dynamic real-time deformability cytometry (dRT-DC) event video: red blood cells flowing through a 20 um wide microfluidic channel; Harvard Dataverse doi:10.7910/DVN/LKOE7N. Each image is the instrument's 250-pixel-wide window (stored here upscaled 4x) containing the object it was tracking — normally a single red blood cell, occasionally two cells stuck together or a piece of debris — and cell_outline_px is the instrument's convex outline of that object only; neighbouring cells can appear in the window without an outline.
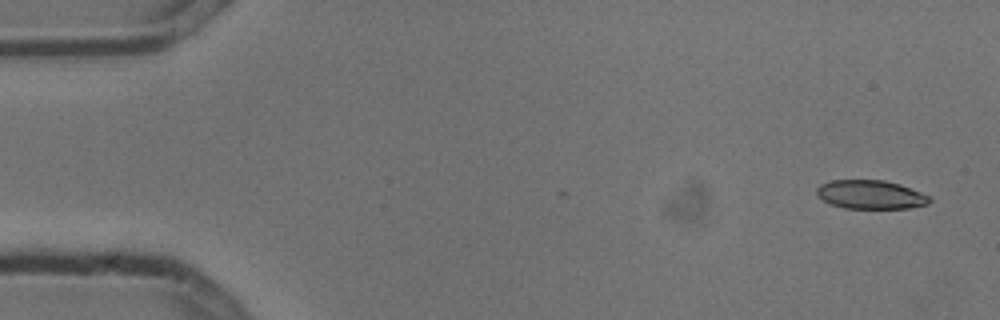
{"species": "common noctule bat (a hibernating species)", "species_latin": "Nyctalus noctula", "temperature_condition": "cold", "stored_images_in_passage": 6, "camera_frame_rate_fps": 3000, "um_per_image_px": 0.085, "animal": {"sex": "male", "body_mass_g": 13.3}, "frame": {"image": 1, "passage_image": 1, "time_ms": 0.0, "image_size_px": [1000, 320], "cell_outline_px": [[932, 200], [928, 204], [908, 208], [844, 208], [832, 204], [816, 196], [816, 188], [820, 184], [832, 180], [884, 180], [900, 184], [920, 192], [928, 196]], "centroid_in_image_um": [73.98, 16.53], "position_along_channel_um": 11.0, "area_um2": 18.84}}
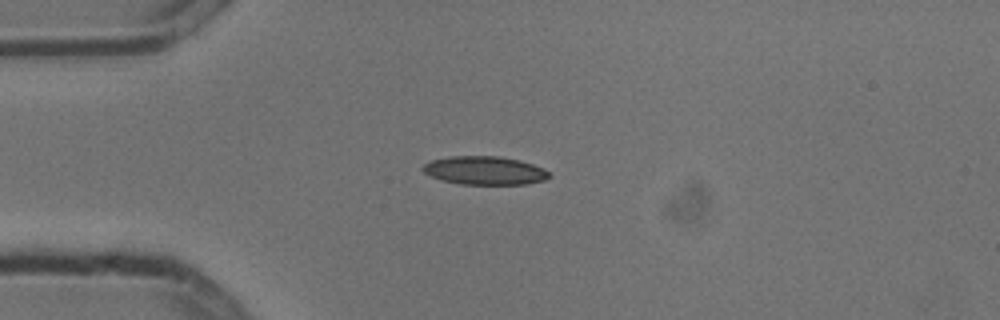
{"frame": {"image": 2, "passage_image": 4, "time_ms": 1.0, "image_size_px": [1000, 320], "cell_outline_px": [[552, 176], [544, 180], [524, 184], [460, 184], [444, 180], [432, 176], [424, 172], [420, 168], [424, 164], [432, 160], [448, 156], [496, 156], [520, 160], [544, 168]], "centroid_in_image_um": [41.2, 14.48], "position_along_channel_um": 43.8, "area_um2": 20.81}}
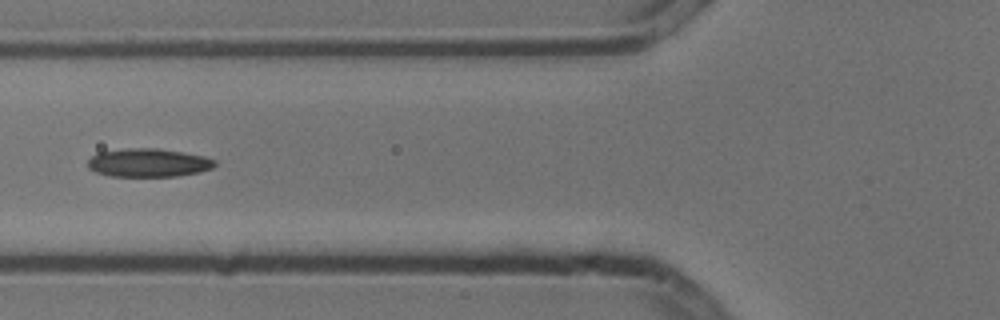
{"frame": {"image": 3, "passage_image": 6, "time_ms": 1.667, "image_size_px": [1000, 320], "cell_outline_px": [[216, 164], [212, 168], [196, 172], [176, 176], [108, 176], [96, 172], [88, 168], [88, 160], [92, 156], [100, 152], [128, 148], [160, 148], [204, 156], [216, 160]], "centroid_in_image_um": [12.6, 13.83], "position_along_channel_um": 113.2, "area_um2": 20.92}}